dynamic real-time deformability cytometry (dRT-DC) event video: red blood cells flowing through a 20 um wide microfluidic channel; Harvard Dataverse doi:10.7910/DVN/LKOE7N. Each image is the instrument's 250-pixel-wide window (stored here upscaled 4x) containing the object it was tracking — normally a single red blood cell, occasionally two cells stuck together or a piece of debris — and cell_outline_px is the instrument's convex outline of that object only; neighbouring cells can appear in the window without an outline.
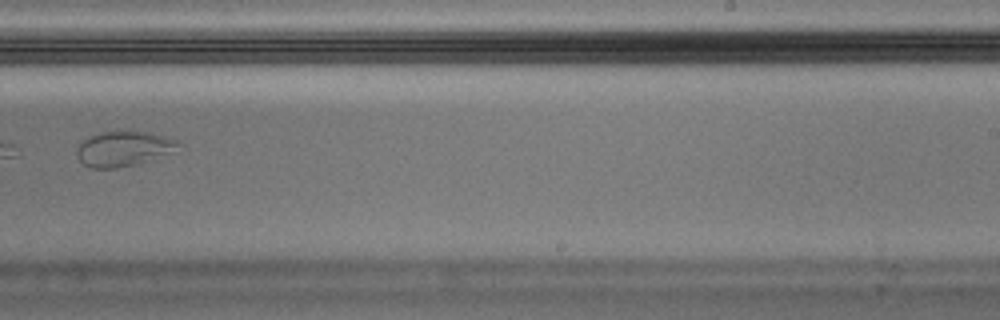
{"species": "Egyptian fruit bat (a non-hibernating species)", "species_latin": "Rousettus aegyptiacus", "temperature_condition": "warm", "stored_images_in_passage": 10, "camera_frame_rate_fps": 3000, "um_per_image_px": 0.085, "animal": {"sex": "male"}, "frame": {"image": 1, "passage_image": 10, "time_ms": 3.0, "image_size_px": [1000, 320], "cell_outline_px": [[180, 144], [168, 152], [132, 164], [116, 168], [92, 168], [84, 164], [76, 156], [76, 148], [88, 136], [100, 132], [120, 128], [132, 128], [152, 132], [176, 140]], "centroid_in_image_um": [10.4, 12.55], "position_along_channel_um": 278.6, "area_um2": 20.81}}